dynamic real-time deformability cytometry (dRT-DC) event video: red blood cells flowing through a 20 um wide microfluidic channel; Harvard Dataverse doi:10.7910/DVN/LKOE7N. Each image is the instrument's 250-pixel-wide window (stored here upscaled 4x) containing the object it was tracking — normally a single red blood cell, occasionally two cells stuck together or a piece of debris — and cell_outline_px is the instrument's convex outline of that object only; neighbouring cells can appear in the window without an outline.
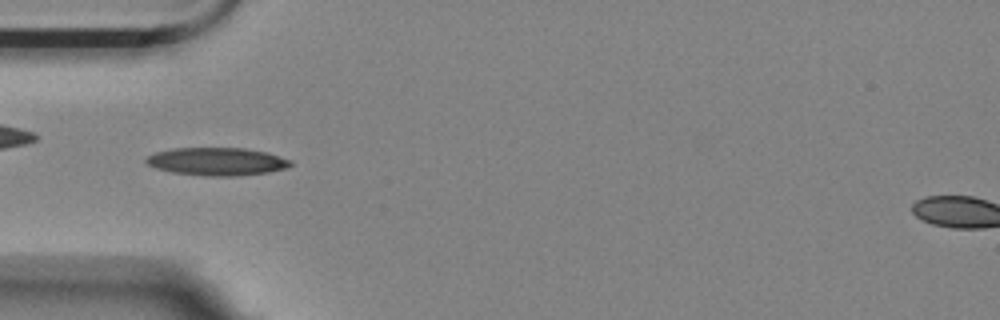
{"species": "Egyptian fruit bat (a non-hibernating species)", "species_latin": "Rousettus aegyptiacus", "temperature_condition": "room temperature", "stored_images_in_passage": 52, "camera_frame_rate_fps": 3000, "um_per_image_px": 0.085, "animal": {"sex": "female"}, "frame": {"image": 1, "passage_image": 13, "time_ms": 4.0, "image_size_px": [1000, 320], "cell_outline_px": [[292, 164], [288, 168], [268, 172], [236, 176], [208, 176], [172, 172], [156, 168], [148, 164], [144, 160], [148, 156], [156, 152], [176, 148], [244, 148], [268, 152], [292, 160]], "centroid_in_image_um": [18.49, 13.73], "position_along_channel_um": 66.5, "area_um2": 23.47}}
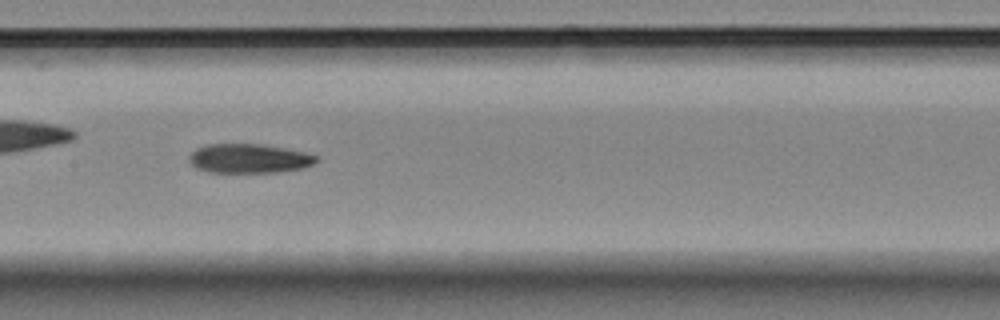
{"frame": {"image": 2, "passage_image": 23, "time_ms": 7.333, "image_size_px": [1000, 320], "cell_outline_px": [[320, 160], [312, 164], [300, 168], [276, 172], [208, 172], [196, 168], [188, 160], [188, 156], [196, 148], [208, 144], [256, 144], [284, 148], [304, 152], [316, 156]], "centroid_in_image_um": [21.12, 13.47], "position_along_channel_um": 186.3, "area_um2": 21.44}}
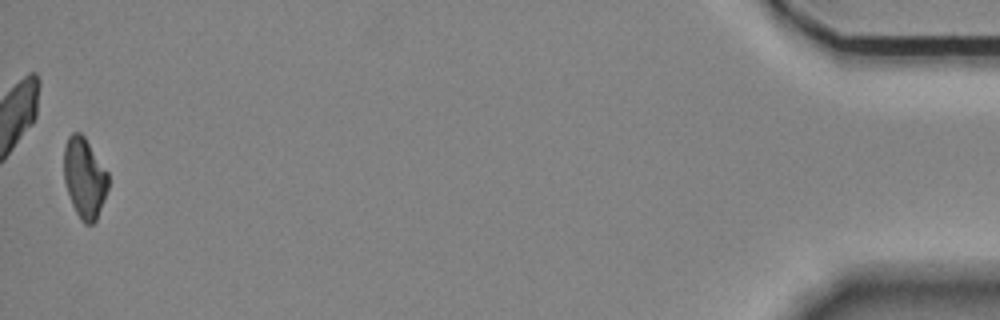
{"frame": {"image": 3, "passage_image": 51, "time_ms": 16.667, "image_size_px": [1000, 320], "cell_outline_px": [[108, 188], [104, 200], [96, 220], [92, 224], [84, 224], [80, 220], [72, 204], [64, 180], [64, 148], [68, 136], [72, 132], [80, 132], [84, 136], [108, 172]], "centroid_in_image_um": [7.18, 15.12], "position_along_channel_um": 428.0, "area_um2": 20.69}}